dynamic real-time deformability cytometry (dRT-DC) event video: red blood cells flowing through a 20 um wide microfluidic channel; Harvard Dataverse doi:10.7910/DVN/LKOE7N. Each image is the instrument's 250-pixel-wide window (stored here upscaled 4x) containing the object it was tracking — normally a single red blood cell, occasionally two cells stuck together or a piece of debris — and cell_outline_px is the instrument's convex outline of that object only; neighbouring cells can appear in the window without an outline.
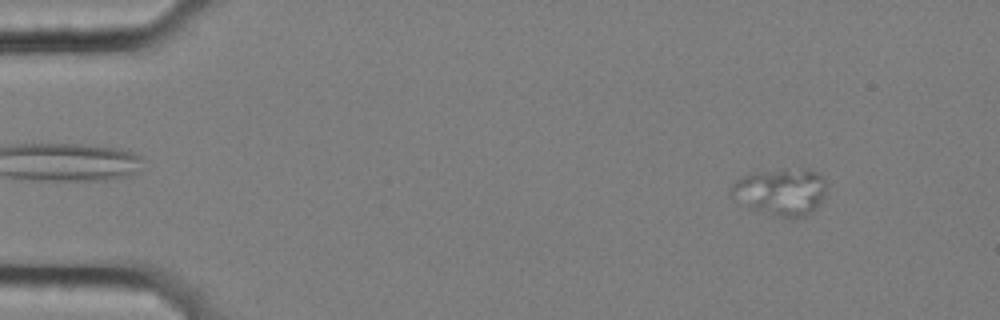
{"species": "common noctule bat (a hibernating species)", "species_latin": "Nyctalus noctula", "temperature_condition": "cold", "stored_images_in_passage": 16, "segment_of_instrument_passage": [1, 2], "camera_frame_rate_fps": 3000, "um_per_image_px": 0.085, "animal": {"sex": "female", "body_mass_g": 25.1}, "frame": {"image": 1, "passage_image": 7, "time_ms": 2.0, "image_size_px": [1000, 320], "cell_outline_px": [[824, 192], [820, 204], [804, 216], [792, 220], [776, 216], [752, 208], [732, 200], [732, 184], [736, 180], [744, 176], [760, 172], [784, 168], [804, 168], [816, 172], [824, 180]], "centroid_in_image_um": [66.36, 16.31], "position_along_channel_um": 18.6, "area_um2": 26.01}}